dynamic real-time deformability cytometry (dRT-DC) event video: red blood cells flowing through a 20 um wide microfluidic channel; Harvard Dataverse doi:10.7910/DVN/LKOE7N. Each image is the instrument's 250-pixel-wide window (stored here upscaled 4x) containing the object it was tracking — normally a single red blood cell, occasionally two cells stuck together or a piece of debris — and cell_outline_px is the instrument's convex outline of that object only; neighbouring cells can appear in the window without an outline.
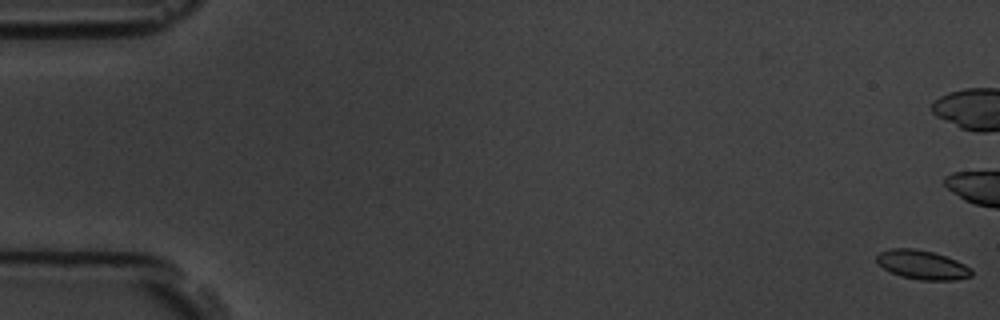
{"species": "common noctule bat (a hibernating species)", "species_latin": "Nyctalus noctula", "temperature_condition": "room temperature", "stored_images_in_passage": 10, "camera_frame_rate_fps": 3000, "um_per_image_px": 0.085, "animal": {"sex": "male", "body_mass_g": 19.5, "forearm_length_mm": 54.6}, "frame": {"image": 1, "passage_image": 1, "time_ms": 0.0, "image_size_px": [1000, 320], "cell_outline_px": [[972, 276], [956, 280], [920, 280], [900, 276], [884, 268], [876, 260], [876, 256], [880, 252], [892, 248], [916, 248], [932, 252], [956, 260], [972, 268]], "centroid_in_image_um": [78.41, 22.51], "position_along_channel_um": 6.6, "area_um2": 16.01}}